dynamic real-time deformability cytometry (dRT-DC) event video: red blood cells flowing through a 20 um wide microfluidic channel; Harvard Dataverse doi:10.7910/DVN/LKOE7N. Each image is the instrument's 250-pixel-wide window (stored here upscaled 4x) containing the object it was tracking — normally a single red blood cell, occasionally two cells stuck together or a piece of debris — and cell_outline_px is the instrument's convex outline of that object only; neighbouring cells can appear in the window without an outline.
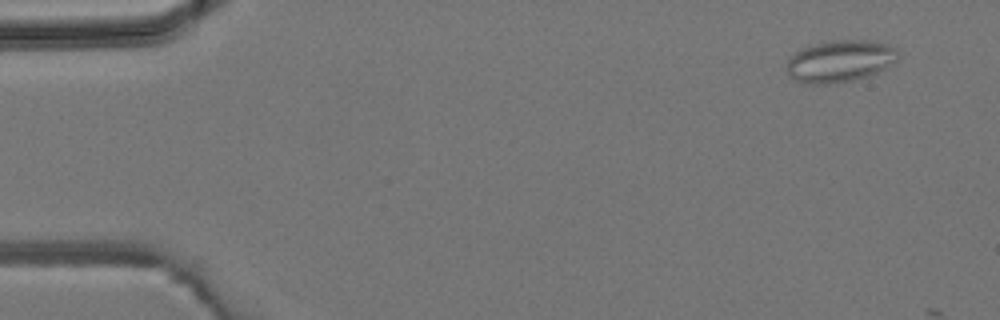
{"species": "common noctule bat (a hibernating species)", "species_latin": "Nyctalus noctula", "temperature_condition": "room temperature", "stored_images_in_passage": 2, "camera_frame_rate_fps": 3000, "um_per_image_px": 0.085, "animal": {"sex": "male", "body_mass_g": 19.2, "forearm_length_mm": 51.8}, "frame": {"image": 1, "passage_image": 1, "time_ms": 0.0, "image_size_px": [1000, 320], "cell_outline_px": [[900, 56], [888, 68], [868, 76], [852, 80], [828, 84], [808, 84], [796, 80], [788, 76], [784, 68], [784, 64], [788, 56], [800, 48], [832, 40], [868, 40], [888, 44], [896, 48], [900, 52]], "centroid_in_image_um": [71.37, 5.19], "position_along_channel_um": 13.6, "area_um2": 27.86}}